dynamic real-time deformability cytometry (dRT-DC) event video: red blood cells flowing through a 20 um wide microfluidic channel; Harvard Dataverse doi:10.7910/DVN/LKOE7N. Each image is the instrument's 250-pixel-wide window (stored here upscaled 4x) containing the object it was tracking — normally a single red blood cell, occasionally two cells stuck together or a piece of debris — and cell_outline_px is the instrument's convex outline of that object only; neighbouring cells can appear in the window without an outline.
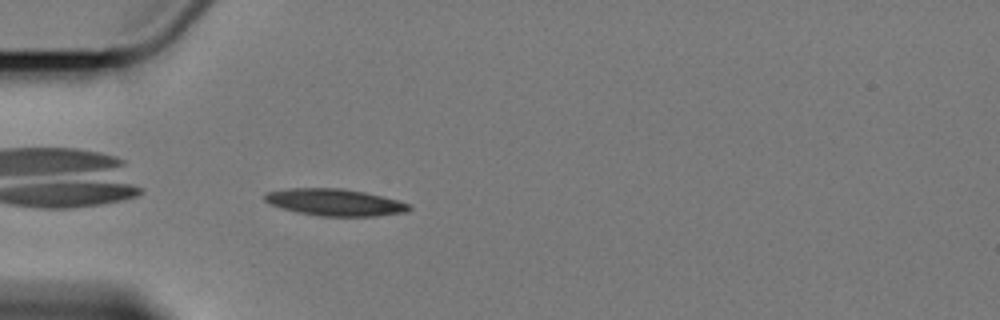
{"species": "Egyptian fruit bat (a non-hibernating species)", "species_latin": "Rousettus aegyptiacus", "temperature_condition": "cold", "stored_images_in_passage": 6, "camera_frame_rate_fps": 3000, "um_per_image_px": 0.085, "animal": {"sex": "female"}, "frame": {"image": 1, "passage_image": 6, "time_ms": 6.0, "image_size_px": [1000, 320], "cell_outline_px": [[412, 208], [408, 212], [376, 216], [320, 216], [296, 212], [272, 204], [264, 200], [264, 196], [268, 192], [288, 188], [340, 188], [364, 192], [400, 200], [412, 204]], "centroid_in_image_um": [28.54, 17.2], "position_along_channel_um": 56.5, "area_um2": 22.66}}